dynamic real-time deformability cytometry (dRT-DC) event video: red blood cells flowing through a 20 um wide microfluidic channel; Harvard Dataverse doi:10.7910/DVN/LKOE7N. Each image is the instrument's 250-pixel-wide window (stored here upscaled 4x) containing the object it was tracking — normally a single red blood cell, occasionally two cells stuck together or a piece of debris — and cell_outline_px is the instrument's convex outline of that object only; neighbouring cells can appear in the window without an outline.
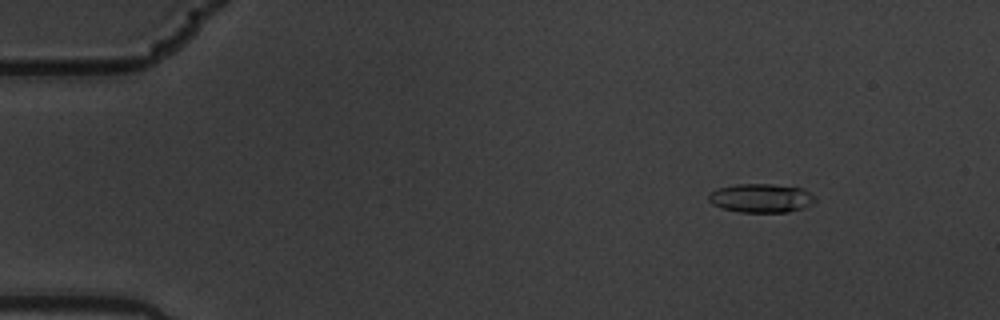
{"species": "common noctule bat (a hibernating species)", "species_latin": "Nyctalus noctula", "temperature_condition": "warm", "stored_images_in_passage": 15, "camera_frame_rate_fps": 3000, "um_per_image_px": 0.085, "animal": {"sex": "male", "body_mass_g": 19.5, "forearm_length_mm": 54.6}, "frame": {"image": 1, "passage_image": 2, "time_ms": 0.333, "image_size_px": [1000, 320], "cell_outline_px": [[816, 200], [812, 204], [804, 208], [788, 212], [740, 212], [720, 208], [712, 204], [708, 200], [708, 196], [712, 192], [720, 188], [736, 184], [772, 184], [804, 188], [816, 196]], "centroid_in_image_um": [64.74, 16.84], "position_along_channel_um": 20.3, "area_um2": 18.03}}
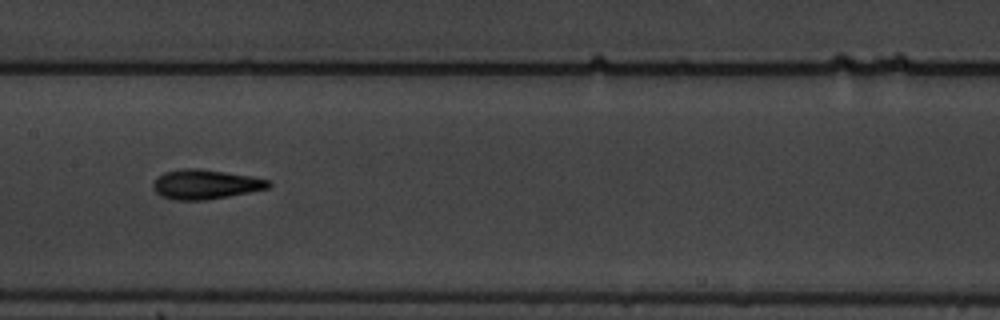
{"frame": {"image": 2, "passage_image": 8, "time_ms": 2.333, "image_size_px": [1000, 320], "cell_outline_px": [[272, 184], [268, 188], [228, 196], [204, 200], [176, 200], [160, 196], [152, 188], [152, 184], [164, 172], [184, 168], [196, 168], [224, 172], [248, 176], [268, 180]], "centroid_in_image_um": [17.42, 15.67], "position_along_channel_um": 190.0, "area_um2": 19.54}}
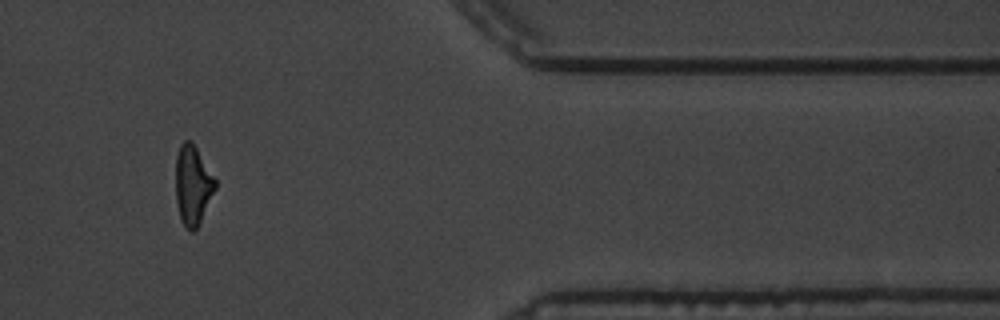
{"frame": {"image": 3, "passage_image": 13, "time_ms": 4.0, "image_size_px": [1000, 320], "cell_outline_px": [[216, 188], [196, 228], [192, 232], [188, 232], [180, 216], [176, 200], [176, 156], [180, 144], [184, 140], [192, 140], [216, 180]], "centroid_in_image_um": [16.37, 15.69], "position_along_channel_um": 395.0, "area_um2": 18.09}}